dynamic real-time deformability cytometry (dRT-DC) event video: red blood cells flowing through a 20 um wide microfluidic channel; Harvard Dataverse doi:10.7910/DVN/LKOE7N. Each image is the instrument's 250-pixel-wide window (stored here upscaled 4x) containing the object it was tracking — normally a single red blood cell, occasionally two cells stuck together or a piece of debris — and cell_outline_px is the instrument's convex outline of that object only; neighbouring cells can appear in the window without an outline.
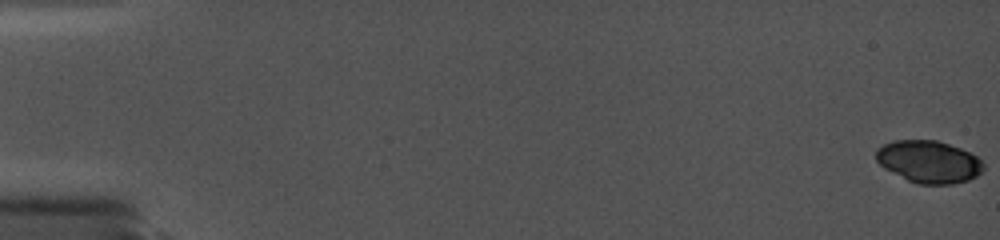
{"species": "common noctule bat (a hibernating species)", "species_latin": "Nyctalus noctula", "temperature_condition": "cold", "stored_images_in_passage": 16, "camera_frame_rate_fps": 5000, "um_per_image_px": 0.085, "animal": {"sex": "female", "body_mass_g": 19.0, "forearm_length_mm": 56.7}, "frame": {"image": 1, "passage_image": 1, "time_ms": 0.0, "image_size_px": [1000, 240], "cell_outline_px": [[984, 168], [976, 176], [968, 180], [952, 184], [916, 184], [884, 168], [876, 160], [876, 148], [892, 140], [936, 140], [960, 148], [976, 156], [984, 164]], "centroid_in_image_um": [78.93, 13.74], "position_along_channel_um": 6.1, "area_um2": 26.36}}
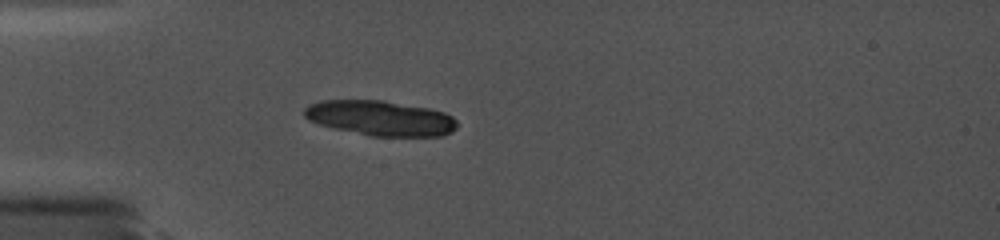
{"frame": {"image": 2, "passage_image": 16, "time_ms": 5.6, "image_size_px": [1000, 240], "cell_outline_px": [[456, 128], [452, 132], [444, 136], [368, 136], [332, 128], [308, 120], [304, 116], [304, 108], [320, 100], [384, 100], [428, 108], [444, 112], [452, 116], [456, 120]], "centroid_in_image_um": [32.34, 10.04], "position_along_channel_um": 52.7, "area_um2": 31.39}}